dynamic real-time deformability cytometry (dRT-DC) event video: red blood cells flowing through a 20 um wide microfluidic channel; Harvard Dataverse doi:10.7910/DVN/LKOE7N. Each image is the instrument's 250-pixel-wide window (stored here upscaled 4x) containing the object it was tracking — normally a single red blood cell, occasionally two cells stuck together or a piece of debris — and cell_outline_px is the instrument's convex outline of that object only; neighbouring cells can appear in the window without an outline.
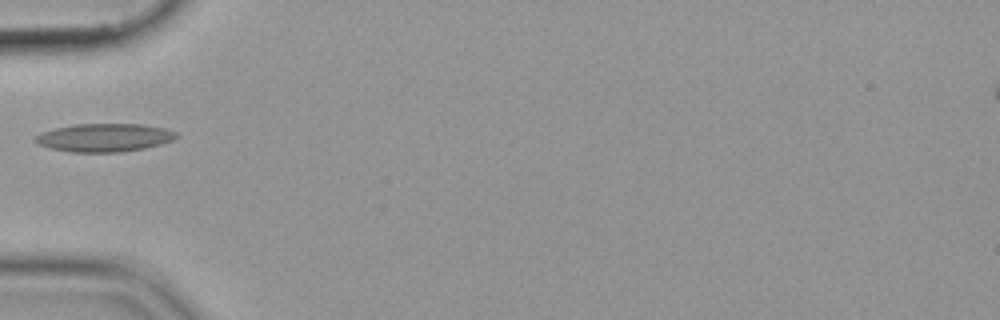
{"species": "common noctule bat (a hibernating species)", "species_latin": "Nyctalus noctula", "temperature_condition": "cold", "stored_images_in_passage": 35, "camera_frame_rate_fps": 3000, "um_per_image_px": 0.085, "animal": {"sex": "female", "body_mass_g": 19.9}, "frame": {"image": 1, "passage_image": 1, "time_ms": 0.0, "image_size_px": [1000, 320], "cell_outline_px": [[180, 136], [172, 140], [160, 144], [144, 148], [120, 152], [68, 152], [48, 148], [36, 144], [32, 140], [40, 132], [56, 128], [76, 124], [140, 124], [164, 128], [176, 132]], "centroid_in_image_um": [8.82, 11.7], "position_along_channel_um": 76.2, "area_um2": 23.29}}
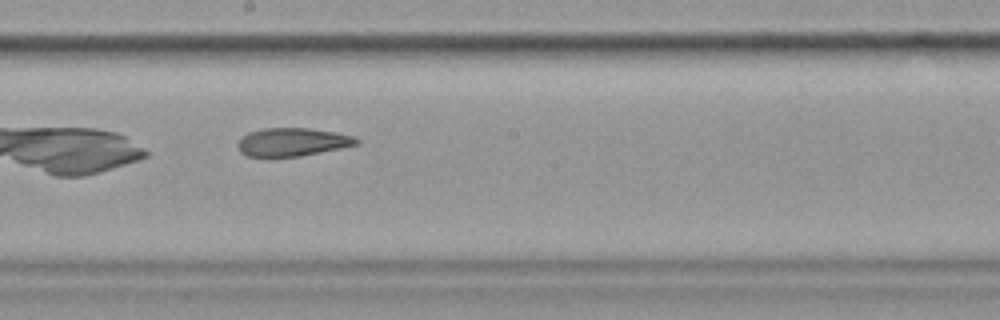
{"frame": {"image": 2, "passage_image": 13, "time_ms": 4.0, "image_size_px": [1000, 320], "cell_outline_px": [[360, 144], [300, 156], [268, 160], [248, 156], [240, 152], [236, 144], [248, 132], [264, 128], [308, 128], [336, 132], [352, 136], [360, 140]], "centroid_in_image_um": [24.8, 12.11], "position_along_channel_um": 223.4, "area_um2": 20.11}}
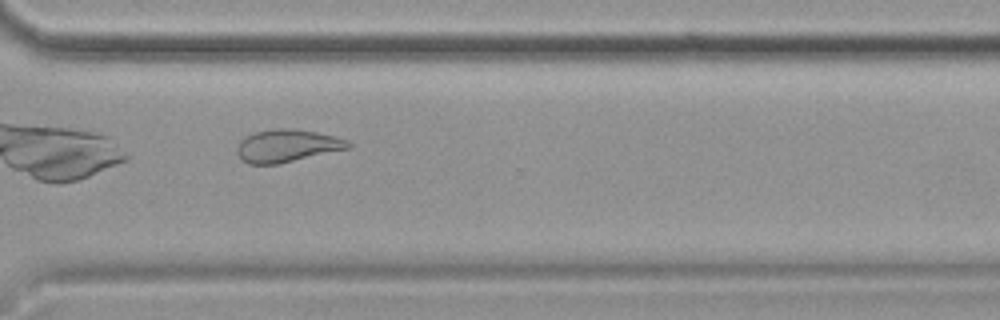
{"frame": {"image": 3, "passage_image": 23, "time_ms": 7.333, "image_size_px": [1000, 320], "cell_outline_px": [[352, 148], [276, 164], [248, 164], [236, 152], [236, 148], [240, 140], [256, 132], [276, 128], [288, 128], [316, 132], [336, 136], [348, 140], [352, 144]], "centroid_in_image_um": [24.44, 12.39], "position_along_channel_um": 346.2, "area_um2": 21.04}}